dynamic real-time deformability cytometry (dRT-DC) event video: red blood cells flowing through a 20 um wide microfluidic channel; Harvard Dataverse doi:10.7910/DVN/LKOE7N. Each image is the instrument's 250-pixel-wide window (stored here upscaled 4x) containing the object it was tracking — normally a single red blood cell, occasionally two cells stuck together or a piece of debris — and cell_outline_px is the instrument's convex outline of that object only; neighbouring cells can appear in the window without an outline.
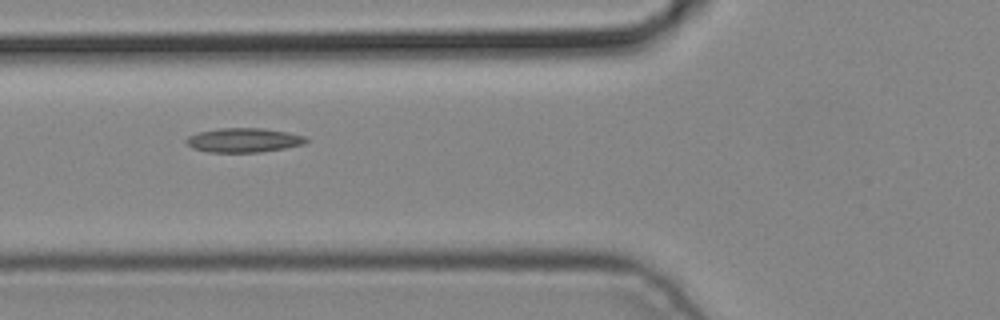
{"species": "common noctule bat (a hibernating species)", "species_latin": "Nyctalus noctula", "temperature_condition": "cold", "stored_images_in_passage": 4, "camera_frame_rate_fps": 3000, "um_per_image_px": 0.085, "animal": {"sex": "male", "body_mass_g": 19.2, "forearm_length_mm": 51.8}, "frame": {"image": 1, "passage_image": 4, "time_ms": 1.0, "image_size_px": [1000, 320], "cell_outline_px": [[308, 140], [304, 144], [284, 148], [260, 152], [208, 152], [192, 148], [184, 140], [188, 136], [196, 132], [220, 128], [264, 128], [288, 132], [304, 136]], "centroid_in_image_um": [20.68, 11.91], "position_along_channel_um": 105.1, "area_um2": 16.99}}